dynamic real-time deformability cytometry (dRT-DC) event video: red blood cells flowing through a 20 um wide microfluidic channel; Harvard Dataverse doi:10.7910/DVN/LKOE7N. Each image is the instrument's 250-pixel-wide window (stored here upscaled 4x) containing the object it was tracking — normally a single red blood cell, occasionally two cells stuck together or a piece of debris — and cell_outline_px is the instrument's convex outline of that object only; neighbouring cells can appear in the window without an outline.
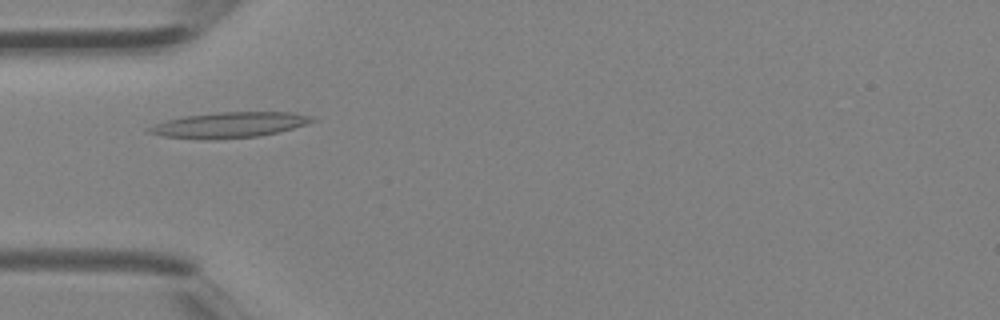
{"species": "Egyptian fruit bat (a non-hibernating species)", "species_latin": "Rousettus aegyptiacus", "temperature_condition": "room temperature", "stored_images_in_passage": 5, "camera_frame_rate_fps": 3000, "um_per_image_px": 0.085, "animal": {"sex": "female"}, "frame": {"image": 1, "passage_image": 5, "time_ms": 1.333, "image_size_px": [1000, 320], "cell_outline_px": [[316, 120], [308, 124], [260, 136], [212, 140], [208, 140], [164, 136], [148, 132], [144, 128], [168, 120], [184, 116], [216, 112], [288, 112], [312, 116]], "centroid_in_image_um": [19.48, 10.62], "position_along_channel_um": 65.5, "area_um2": 24.22}}